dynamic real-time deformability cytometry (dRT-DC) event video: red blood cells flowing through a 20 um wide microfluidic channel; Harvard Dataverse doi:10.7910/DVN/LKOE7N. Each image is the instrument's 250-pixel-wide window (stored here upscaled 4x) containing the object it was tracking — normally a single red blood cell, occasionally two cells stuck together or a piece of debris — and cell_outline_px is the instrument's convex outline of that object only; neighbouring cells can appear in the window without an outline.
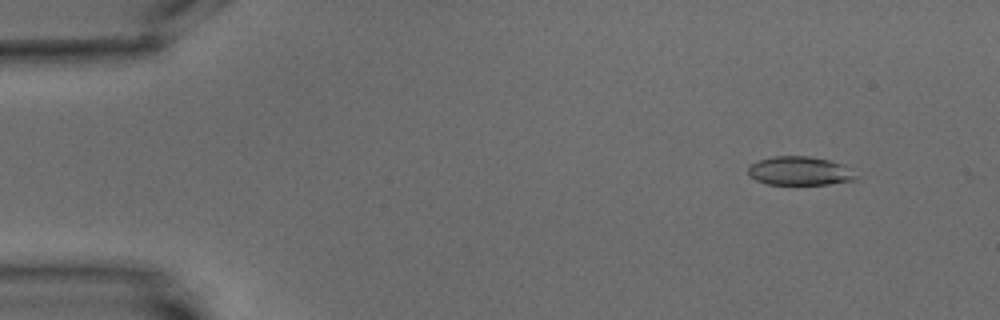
{"species": "common noctule bat (a hibernating species)", "species_latin": "Nyctalus noctula", "temperature_condition": "warm", "stored_images_in_passage": 4, "camera_frame_rate_fps": 3000, "um_per_image_px": 0.085, "animal": {"sex": "male", "body_mass_g": 15.6}, "frame": {"image": 1, "passage_image": 1, "time_ms": 0.0, "image_size_px": [1000, 320], "cell_outline_px": [[860, 176], [856, 180], [828, 184], [768, 184], [756, 180], [748, 176], [748, 164], [772, 156], [808, 156], [832, 160], [844, 164]], "centroid_in_image_um": [68.01, 14.52], "position_along_channel_um": 17.0, "area_um2": 18.38}}
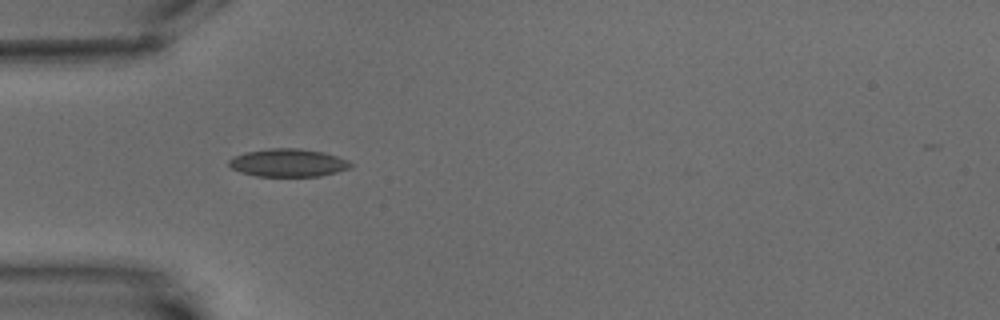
{"frame": {"image": 2, "passage_image": 4, "time_ms": 4.333, "image_size_px": [1000, 320], "cell_outline_px": [[352, 164], [348, 168], [336, 172], [320, 176], [256, 176], [240, 172], [232, 168], [228, 164], [228, 160], [232, 156], [244, 152], [268, 148], [300, 148], [324, 152], [348, 160]], "centroid_in_image_um": [24.44, 13.82], "position_along_channel_um": 60.6, "area_um2": 19.88}}